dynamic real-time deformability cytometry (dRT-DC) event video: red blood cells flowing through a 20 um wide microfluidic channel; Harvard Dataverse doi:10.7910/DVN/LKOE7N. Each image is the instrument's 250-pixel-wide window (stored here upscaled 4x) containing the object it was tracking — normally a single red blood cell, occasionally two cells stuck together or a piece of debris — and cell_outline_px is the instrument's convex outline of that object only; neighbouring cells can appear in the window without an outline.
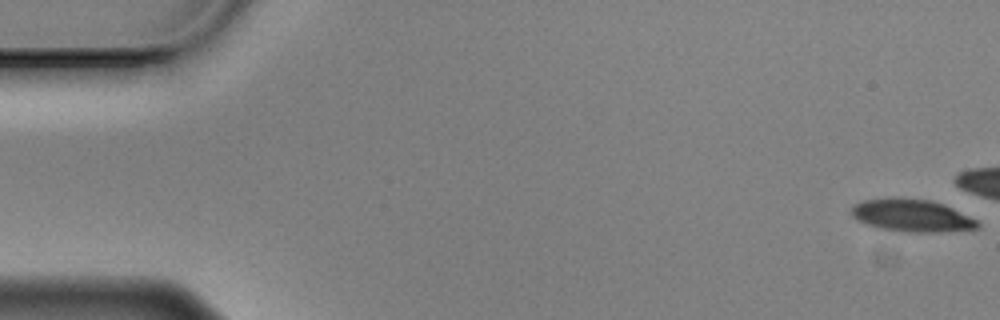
{"species": "Egyptian fruit bat (a non-hibernating species)", "species_latin": "Rousettus aegyptiacus", "temperature_condition": "cold", "stored_images_in_passage": 45, "camera_frame_rate_fps": 3000, "um_per_image_px": 0.085, "animal": {"sex": "male"}, "frame": {"image": 1, "passage_image": 1, "time_ms": 0.0, "image_size_px": [1000, 320], "cell_outline_px": [[976, 224], [968, 228], [900, 228], [880, 224], [856, 216], [856, 208], [860, 204], [876, 200], [912, 200], [936, 204], [948, 208], [972, 220]], "centroid_in_image_um": [77.52, 18.26], "position_along_channel_um": 7.5, "area_um2": 18.15}}
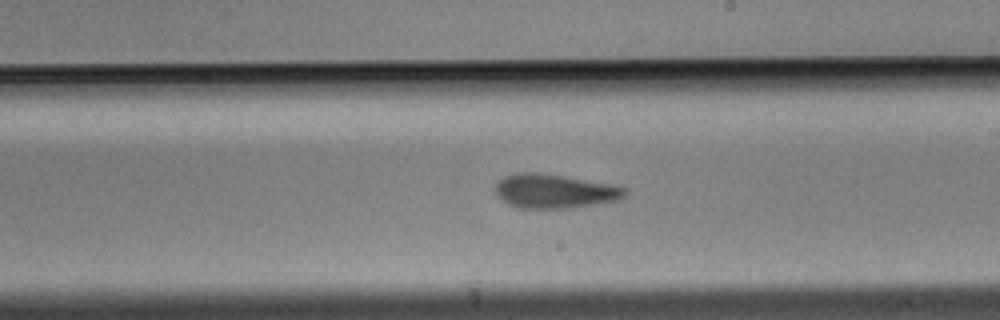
{"frame": {"image": 2, "passage_image": 33, "time_ms": 10.667, "image_size_px": [1000, 320], "cell_outline_px": [[620, 192], [616, 196], [596, 200], [564, 204], [520, 204], [504, 196], [500, 192], [500, 184], [504, 180], [512, 176], [540, 176], [568, 180], [616, 188]], "centroid_in_image_um": [46.96, 16.21], "position_along_channel_um": 242.0, "area_um2": 18.03}}
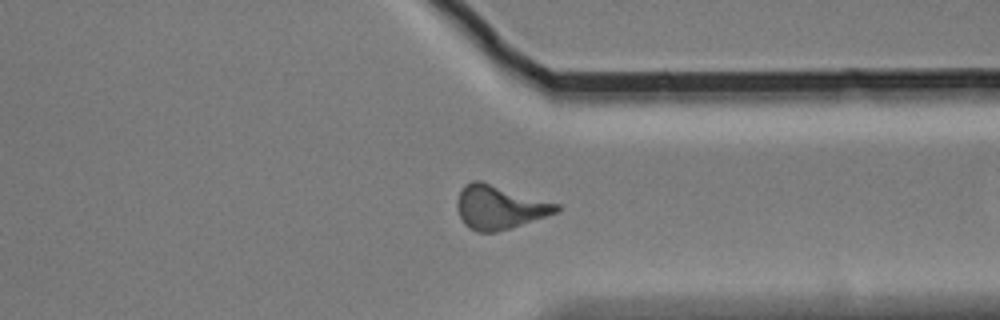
{"frame": {"image": 3, "passage_image": 44, "time_ms": 14.333, "image_size_px": [1000, 320], "cell_outline_px": [[560, 208], [552, 212], [504, 228], [488, 232], [484, 232], [472, 228], [460, 216], [460, 192], [468, 184], [484, 184], [556, 204]], "centroid_in_image_um": [42.41, 17.64], "position_along_channel_um": 369.0, "area_um2": 21.91}}